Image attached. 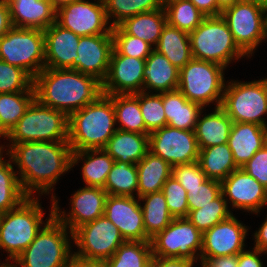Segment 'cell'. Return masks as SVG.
Wrapping results in <instances>:
<instances>
[{
  "label": "cell",
  "mask_w": 267,
  "mask_h": 267,
  "mask_svg": "<svg viewBox=\"0 0 267 267\" xmlns=\"http://www.w3.org/2000/svg\"><path fill=\"white\" fill-rule=\"evenodd\" d=\"M162 104L167 125L181 130L195 131L199 113L205 109L187 100L178 89L162 93Z\"/></svg>",
  "instance_id": "484cf974"
},
{
  "label": "cell",
  "mask_w": 267,
  "mask_h": 267,
  "mask_svg": "<svg viewBox=\"0 0 267 267\" xmlns=\"http://www.w3.org/2000/svg\"><path fill=\"white\" fill-rule=\"evenodd\" d=\"M103 149L115 161L137 164L149 152V135L117 129Z\"/></svg>",
  "instance_id": "4316f807"
},
{
  "label": "cell",
  "mask_w": 267,
  "mask_h": 267,
  "mask_svg": "<svg viewBox=\"0 0 267 267\" xmlns=\"http://www.w3.org/2000/svg\"><path fill=\"white\" fill-rule=\"evenodd\" d=\"M224 70L219 64L192 58L180 69L178 90L203 108L210 103L221 107L226 84Z\"/></svg>",
  "instance_id": "ba28073f"
},
{
  "label": "cell",
  "mask_w": 267,
  "mask_h": 267,
  "mask_svg": "<svg viewBox=\"0 0 267 267\" xmlns=\"http://www.w3.org/2000/svg\"><path fill=\"white\" fill-rule=\"evenodd\" d=\"M5 139L8 144L68 141V116L35 98Z\"/></svg>",
  "instance_id": "52a82bcc"
},
{
  "label": "cell",
  "mask_w": 267,
  "mask_h": 267,
  "mask_svg": "<svg viewBox=\"0 0 267 267\" xmlns=\"http://www.w3.org/2000/svg\"><path fill=\"white\" fill-rule=\"evenodd\" d=\"M179 73L180 70L163 54L153 50L145 59L143 92L160 94L177 90Z\"/></svg>",
  "instance_id": "cb8c5ba5"
},
{
  "label": "cell",
  "mask_w": 267,
  "mask_h": 267,
  "mask_svg": "<svg viewBox=\"0 0 267 267\" xmlns=\"http://www.w3.org/2000/svg\"><path fill=\"white\" fill-rule=\"evenodd\" d=\"M104 215L119 229L125 241H150L138 197L108 195Z\"/></svg>",
  "instance_id": "ffe728a7"
},
{
  "label": "cell",
  "mask_w": 267,
  "mask_h": 267,
  "mask_svg": "<svg viewBox=\"0 0 267 267\" xmlns=\"http://www.w3.org/2000/svg\"><path fill=\"white\" fill-rule=\"evenodd\" d=\"M137 197L162 191L163 185L172 174V166L161 157L148 152L137 163Z\"/></svg>",
  "instance_id": "f546056e"
},
{
  "label": "cell",
  "mask_w": 267,
  "mask_h": 267,
  "mask_svg": "<svg viewBox=\"0 0 267 267\" xmlns=\"http://www.w3.org/2000/svg\"><path fill=\"white\" fill-rule=\"evenodd\" d=\"M0 267H17V265L12 261H6V263H2V265Z\"/></svg>",
  "instance_id": "6125c7cd"
},
{
  "label": "cell",
  "mask_w": 267,
  "mask_h": 267,
  "mask_svg": "<svg viewBox=\"0 0 267 267\" xmlns=\"http://www.w3.org/2000/svg\"><path fill=\"white\" fill-rule=\"evenodd\" d=\"M198 162L208 179L218 181L238 169L228 143L200 149Z\"/></svg>",
  "instance_id": "d6a6232c"
},
{
  "label": "cell",
  "mask_w": 267,
  "mask_h": 267,
  "mask_svg": "<svg viewBox=\"0 0 267 267\" xmlns=\"http://www.w3.org/2000/svg\"><path fill=\"white\" fill-rule=\"evenodd\" d=\"M149 152L173 167L197 162L200 149L195 131L166 125L149 134Z\"/></svg>",
  "instance_id": "9a60e30c"
},
{
  "label": "cell",
  "mask_w": 267,
  "mask_h": 267,
  "mask_svg": "<svg viewBox=\"0 0 267 267\" xmlns=\"http://www.w3.org/2000/svg\"><path fill=\"white\" fill-rule=\"evenodd\" d=\"M111 27L119 26L126 19L139 13L163 8V0H103ZM113 18V19H112ZM111 20H113L111 22Z\"/></svg>",
  "instance_id": "ab89813d"
},
{
  "label": "cell",
  "mask_w": 267,
  "mask_h": 267,
  "mask_svg": "<svg viewBox=\"0 0 267 267\" xmlns=\"http://www.w3.org/2000/svg\"><path fill=\"white\" fill-rule=\"evenodd\" d=\"M195 262L184 258H163L152 256L149 267H193Z\"/></svg>",
  "instance_id": "816d5d0a"
},
{
  "label": "cell",
  "mask_w": 267,
  "mask_h": 267,
  "mask_svg": "<svg viewBox=\"0 0 267 267\" xmlns=\"http://www.w3.org/2000/svg\"><path fill=\"white\" fill-rule=\"evenodd\" d=\"M169 212L174 218H187L189 207L187 204V191L173 176H170L163 185Z\"/></svg>",
  "instance_id": "bcb514c9"
},
{
  "label": "cell",
  "mask_w": 267,
  "mask_h": 267,
  "mask_svg": "<svg viewBox=\"0 0 267 267\" xmlns=\"http://www.w3.org/2000/svg\"><path fill=\"white\" fill-rule=\"evenodd\" d=\"M261 250L253 248L250 250H244L237 255L238 258V266L237 267H264L263 262L259 258L262 256Z\"/></svg>",
  "instance_id": "f907efd6"
},
{
  "label": "cell",
  "mask_w": 267,
  "mask_h": 267,
  "mask_svg": "<svg viewBox=\"0 0 267 267\" xmlns=\"http://www.w3.org/2000/svg\"><path fill=\"white\" fill-rule=\"evenodd\" d=\"M56 23L83 36L112 34L103 0H69L56 8Z\"/></svg>",
  "instance_id": "5bb4252c"
},
{
  "label": "cell",
  "mask_w": 267,
  "mask_h": 267,
  "mask_svg": "<svg viewBox=\"0 0 267 267\" xmlns=\"http://www.w3.org/2000/svg\"><path fill=\"white\" fill-rule=\"evenodd\" d=\"M203 112L199 113L195 128L199 149L228 143L233 123L231 118L221 107L214 108L212 113H205L202 116Z\"/></svg>",
  "instance_id": "83f0119b"
},
{
  "label": "cell",
  "mask_w": 267,
  "mask_h": 267,
  "mask_svg": "<svg viewBox=\"0 0 267 267\" xmlns=\"http://www.w3.org/2000/svg\"><path fill=\"white\" fill-rule=\"evenodd\" d=\"M247 227L231 215L228 219L205 231L202 238L200 264L208 258L238 255L244 251L245 238L249 232Z\"/></svg>",
  "instance_id": "e0dca14e"
},
{
  "label": "cell",
  "mask_w": 267,
  "mask_h": 267,
  "mask_svg": "<svg viewBox=\"0 0 267 267\" xmlns=\"http://www.w3.org/2000/svg\"><path fill=\"white\" fill-rule=\"evenodd\" d=\"M1 137L6 138V134L0 129V138Z\"/></svg>",
  "instance_id": "e7e4bbea"
},
{
  "label": "cell",
  "mask_w": 267,
  "mask_h": 267,
  "mask_svg": "<svg viewBox=\"0 0 267 267\" xmlns=\"http://www.w3.org/2000/svg\"><path fill=\"white\" fill-rule=\"evenodd\" d=\"M192 56L229 67L232 60L246 55L236 45L232 33L221 15L206 16L200 25L189 33Z\"/></svg>",
  "instance_id": "8992f818"
},
{
  "label": "cell",
  "mask_w": 267,
  "mask_h": 267,
  "mask_svg": "<svg viewBox=\"0 0 267 267\" xmlns=\"http://www.w3.org/2000/svg\"><path fill=\"white\" fill-rule=\"evenodd\" d=\"M251 2L252 4L259 5L267 10V0H245Z\"/></svg>",
  "instance_id": "91938a15"
},
{
  "label": "cell",
  "mask_w": 267,
  "mask_h": 267,
  "mask_svg": "<svg viewBox=\"0 0 267 267\" xmlns=\"http://www.w3.org/2000/svg\"><path fill=\"white\" fill-rule=\"evenodd\" d=\"M163 8L167 23L187 33L194 31L206 17L190 0H168Z\"/></svg>",
  "instance_id": "74e56055"
},
{
  "label": "cell",
  "mask_w": 267,
  "mask_h": 267,
  "mask_svg": "<svg viewBox=\"0 0 267 267\" xmlns=\"http://www.w3.org/2000/svg\"><path fill=\"white\" fill-rule=\"evenodd\" d=\"M107 192L100 187H82L75 191L70 199L71 210L69 213L61 211L58 199L51 193L54 207V216L71 232L87 222L93 221L104 215Z\"/></svg>",
  "instance_id": "2e32d148"
},
{
  "label": "cell",
  "mask_w": 267,
  "mask_h": 267,
  "mask_svg": "<svg viewBox=\"0 0 267 267\" xmlns=\"http://www.w3.org/2000/svg\"><path fill=\"white\" fill-rule=\"evenodd\" d=\"M254 248L267 254V216L258 230L253 234Z\"/></svg>",
  "instance_id": "11a10c76"
},
{
  "label": "cell",
  "mask_w": 267,
  "mask_h": 267,
  "mask_svg": "<svg viewBox=\"0 0 267 267\" xmlns=\"http://www.w3.org/2000/svg\"><path fill=\"white\" fill-rule=\"evenodd\" d=\"M145 59L120 55L114 48L109 70L102 82L105 95L135 94L143 91Z\"/></svg>",
  "instance_id": "d6986e66"
},
{
  "label": "cell",
  "mask_w": 267,
  "mask_h": 267,
  "mask_svg": "<svg viewBox=\"0 0 267 267\" xmlns=\"http://www.w3.org/2000/svg\"><path fill=\"white\" fill-rule=\"evenodd\" d=\"M11 1H13V0H0V2H2V3H4V4H8V3H10Z\"/></svg>",
  "instance_id": "03108f58"
},
{
  "label": "cell",
  "mask_w": 267,
  "mask_h": 267,
  "mask_svg": "<svg viewBox=\"0 0 267 267\" xmlns=\"http://www.w3.org/2000/svg\"><path fill=\"white\" fill-rule=\"evenodd\" d=\"M13 27L45 30L56 22V6L50 0H13L8 3Z\"/></svg>",
  "instance_id": "603a6c76"
},
{
  "label": "cell",
  "mask_w": 267,
  "mask_h": 267,
  "mask_svg": "<svg viewBox=\"0 0 267 267\" xmlns=\"http://www.w3.org/2000/svg\"><path fill=\"white\" fill-rule=\"evenodd\" d=\"M229 209L227 201L221 193L217 198L211 201V204L200 206V208L196 210H191L187 218L199 231L204 233L214 225L233 215V212Z\"/></svg>",
  "instance_id": "b9f144b4"
},
{
  "label": "cell",
  "mask_w": 267,
  "mask_h": 267,
  "mask_svg": "<svg viewBox=\"0 0 267 267\" xmlns=\"http://www.w3.org/2000/svg\"><path fill=\"white\" fill-rule=\"evenodd\" d=\"M221 193L232 209L258 215L267 205V188L242 168L234 170L221 181Z\"/></svg>",
  "instance_id": "ac0fdd59"
},
{
  "label": "cell",
  "mask_w": 267,
  "mask_h": 267,
  "mask_svg": "<svg viewBox=\"0 0 267 267\" xmlns=\"http://www.w3.org/2000/svg\"><path fill=\"white\" fill-rule=\"evenodd\" d=\"M103 189L108 195L136 197L138 189L137 164L115 161Z\"/></svg>",
  "instance_id": "8d00e7d4"
},
{
  "label": "cell",
  "mask_w": 267,
  "mask_h": 267,
  "mask_svg": "<svg viewBox=\"0 0 267 267\" xmlns=\"http://www.w3.org/2000/svg\"><path fill=\"white\" fill-rule=\"evenodd\" d=\"M34 79L22 68L0 59V94L35 92Z\"/></svg>",
  "instance_id": "ee69618b"
},
{
  "label": "cell",
  "mask_w": 267,
  "mask_h": 267,
  "mask_svg": "<svg viewBox=\"0 0 267 267\" xmlns=\"http://www.w3.org/2000/svg\"><path fill=\"white\" fill-rule=\"evenodd\" d=\"M139 106L146 125L147 135L167 125L162 104V93L139 92Z\"/></svg>",
  "instance_id": "7bdbcfd3"
},
{
  "label": "cell",
  "mask_w": 267,
  "mask_h": 267,
  "mask_svg": "<svg viewBox=\"0 0 267 267\" xmlns=\"http://www.w3.org/2000/svg\"><path fill=\"white\" fill-rule=\"evenodd\" d=\"M113 48L124 56L146 59L154 47L140 38L127 34L120 26L112 28Z\"/></svg>",
  "instance_id": "f6af8a7d"
},
{
  "label": "cell",
  "mask_w": 267,
  "mask_h": 267,
  "mask_svg": "<svg viewBox=\"0 0 267 267\" xmlns=\"http://www.w3.org/2000/svg\"><path fill=\"white\" fill-rule=\"evenodd\" d=\"M113 105L117 129L129 132L146 134L141 109L139 106V93L113 95Z\"/></svg>",
  "instance_id": "e575fe53"
},
{
  "label": "cell",
  "mask_w": 267,
  "mask_h": 267,
  "mask_svg": "<svg viewBox=\"0 0 267 267\" xmlns=\"http://www.w3.org/2000/svg\"><path fill=\"white\" fill-rule=\"evenodd\" d=\"M242 0H217L218 7L223 10L226 7L232 6Z\"/></svg>",
  "instance_id": "680465c9"
},
{
  "label": "cell",
  "mask_w": 267,
  "mask_h": 267,
  "mask_svg": "<svg viewBox=\"0 0 267 267\" xmlns=\"http://www.w3.org/2000/svg\"><path fill=\"white\" fill-rule=\"evenodd\" d=\"M241 168L267 188V148L265 146Z\"/></svg>",
  "instance_id": "681fc988"
},
{
  "label": "cell",
  "mask_w": 267,
  "mask_h": 267,
  "mask_svg": "<svg viewBox=\"0 0 267 267\" xmlns=\"http://www.w3.org/2000/svg\"><path fill=\"white\" fill-rule=\"evenodd\" d=\"M75 255L90 260H108L125 242L119 229L105 216L82 224L73 231Z\"/></svg>",
  "instance_id": "4fadbf2b"
},
{
  "label": "cell",
  "mask_w": 267,
  "mask_h": 267,
  "mask_svg": "<svg viewBox=\"0 0 267 267\" xmlns=\"http://www.w3.org/2000/svg\"><path fill=\"white\" fill-rule=\"evenodd\" d=\"M12 27L8 4L0 2V38Z\"/></svg>",
  "instance_id": "6f0895ef"
},
{
  "label": "cell",
  "mask_w": 267,
  "mask_h": 267,
  "mask_svg": "<svg viewBox=\"0 0 267 267\" xmlns=\"http://www.w3.org/2000/svg\"><path fill=\"white\" fill-rule=\"evenodd\" d=\"M113 95L102 94L95 102L68 116V143L72 151L103 149L117 131Z\"/></svg>",
  "instance_id": "3957f363"
},
{
  "label": "cell",
  "mask_w": 267,
  "mask_h": 267,
  "mask_svg": "<svg viewBox=\"0 0 267 267\" xmlns=\"http://www.w3.org/2000/svg\"><path fill=\"white\" fill-rule=\"evenodd\" d=\"M237 266H238L237 255L208 258L201 264V267H237Z\"/></svg>",
  "instance_id": "f5cc1de1"
},
{
  "label": "cell",
  "mask_w": 267,
  "mask_h": 267,
  "mask_svg": "<svg viewBox=\"0 0 267 267\" xmlns=\"http://www.w3.org/2000/svg\"><path fill=\"white\" fill-rule=\"evenodd\" d=\"M154 50L163 54L179 70L192 58L189 33L166 23Z\"/></svg>",
  "instance_id": "4dcf8cb0"
},
{
  "label": "cell",
  "mask_w": 267,
  "mask_h": 267,
  "mask_svg": "<svg viewBox=\"0 0 267 267\" xmlns=\"http://www.w3.org/2000/svg\"><path fill=\"white\" fill-rule=\"evenodd\" d=\"M66 267H107V264L106 261L84 259L73 253Z\"/></svg>",
  "instance_id": "9f6ffc18"
},
{
  "label": "cell",
  "mask_w": 267,
  "mask_h": 267,
  "mask_svg": "<svg viewBox=\"0 0 267 267\" xmlns=\"http://www.w3.org/2000/svg\"><path fill=\"white\" fill-rule=\"evenodd\" d=\"M56 7L62 3L68 2L69 0H50Z\"/></svg>",
  "instance_id": "be15d7a7"
},
{
  "label": "cell",
  "mask_w": 267,
  "mask_h": 267,
  "mask_svg": "<svg viewBox=\"0 0 267 267\" xmlns=\"http://www.w3.org/2000/svg\"><path fill=\"white\" fill-rule=\"evenodd\" d=\"M112 50V34L80 37L73 69L103 82L109 70Z\"/></svg>",
  "instance_id": "44dd1931"
},
{
  "label": "cell",
  "mask_w": 267,
  "mask_h": 267,
  "mask_svg": "<svg viewBox=\"0 0 267 267\" xmlns=\"http://www.w3.org/2000/svg\"><path fill=\"white\" fill-rule=\"evenodd\" d=\"M35 98L44 106L67 116L95 102L102 94V82L75 69L44 68L34 78Z\"/></svg>",
  "instance_id": "7a4b0ae2"
},
{
  "label": "cell",
  "mask_w": 267,
  "mask_h": 267,
  "mask_svg": "<svg viewBox=\"0 0 267 267\" xmlns=\"http://www.w3.org/2000/svg\"><path fill=\"white\" fill-rule=\"evenodd\" d=\"M187 194L189 212L199 209L200 206L211 204V201L221 194V181L207 179L199 187L188 189Z\"/></svg>",
  "instance_id": "7dc6e473"
},
{
  "label": "cell",
  "mask_w": 267,
  "mask_h": 267,
  "mask_svg": "<svg viewBox=\"0 0 267 267\" xmlns=\"http://www.w3.org/2000/svg\"><path fill=\"white\" fill-rule=\"evenodd\" d=\"M264 132V146L267 148V123L263 126Z\"/></svg>",
  "instance_id": "94428289"
},
{
  "label": "cell",
  "mask_w": 267,
  "mask_h": 267,
  "mask_svg": "<svg viewBox=\"0 0 267 267\" xmlns=\"http://www.w3.org/2000/svg\"><path fill=\"white\" fill-rule=\"evenodd\" d=\"M80 36L54 22L44 30L45 68L73 69Z\"/></svg>",
  "instance_id": "7402d4cb"
},
{
  "label": "cell",
  "mask_w": 267,
  "mask_h": 267,
  "mask_svg": "<svg viewBox=\"0 0 267 267\" xmlns=\"http://www.w3.org/2000/svg\"><path fill=\"white\" fill-rule=\"evenodd\" d=\"M38 196H28L16 208L0 218V249L7 252L5 261H13L43 228L44 212Z\"/></svg>",
  "instance_id": "5b68a950"
},
{
  "label": "cell",
  "mask_w": 267,
  "mask_h": 267,
  "mask_svg": "<svg viewBox=\"0 0 267 267\" xmlns=\"http://www.w3.org/2000/svg\"><path fill=\"white\" fill-rule=\"evenodd\" d=\"M8 147L1 145L0 150L7 152L5 155L16 164L20 186L27 196L34 197V192L48 195L55 190L61 175L72 170V149L68 141L22 142Z\"/></svg>",
  "instance_id": "6da1fadb"
},
{
  "label": "cell",
  "mask_w": 267,
  "mask_h": 267,
  "mask_svg": "<svg viewBox=\"0 0 267 267\" xmlns=\"http://www.w3.org/2000/svg\"><path fill=\"white\" fill-rule=\"evenodd\" d=\"M143 201L141 210L146 236L151 239L163 231L174 219L168 210L166 198L162 191L139 197ZM145 202V203H144Z\"/></svg>",
  "instance_id": "836d02e7"
},
{
  "label": "cell",
  "mask_w": 267,
  "mask_h": 267,
  "mask_svg": "<svg viewBox=\"0 0 267 267\" xmlns=\"http://www.w3.org/2000/svg\"><path fill=\"white\" fill-rule=\"evenodd\" d=\"M84 160L82 179L87 187L104 188L115 160L104 149L72 151V168Z\"/></svg>",
  "instance_id": "f1b7e54d"
},
{
  "label": "cell",
  "mask_w": 267,
  "mask_h": 267,
  "mask_svg": "<svg viewBox=\"0 0 267 267\" xmlns=\"http://www.w3.org/2000/svg\"><path fill=\"white\" fill-rule=\"evenodd\" d=\"M202 238L203 233L188 218H174L163 231L150 239L152 255L197 262L202 251Z\"/></svg>",
  "instance_id": "7c38bea8"
},
{
  "label": "cell",
  "mask_w": 267,
  "mask_h": 267,
  "mask_svg": "<svg viewBox=\"0 0 267 267\" xmlns=\"http://www.w3.org/2000/svg\"><path fill=\"white\" fill-rule=\"evenodd\" d=\"M49 217L31 244L13 262L17 267H66L73 254L71 232L54 216L51 202ZM70 234V235H69Z\"/></svg>",
  "instance_id": "277c9868"
},
{
  "label": "cell",
  "mask_w": 267,
  "mask_h": 267,
  "mask_svg": "<svg viewBox=\"0 0 267 267\" xmlns=\"http://www.w3.org/2000/svg\"><path fill=\"white\" fill-rule=\"evenodd\" d=\"M3 151L0 150V213H6L16 208L28 196L23 192L13 168L12 160L3 158Z\"/></svg>",
  "instance_id": "d590c367"
},
{
  "label": "cell",
  "mask_w": 267,
  "mask_h": 267,
  "mask_svg": "<svg viewBox=\"0 0 267 267\" xmlns=\"http://www.w3.org/2000/svg\"><path fill=\"white\" fill-rule=\"evenodd\" d=\"M35 99V92L0 94V129L7 135Z\"/></svg>",
  "instance_id": "60d3db41"
},
{
  "label": "cell",
  "mask_w": 267,
  "mask_h": 267,
  "mask_svg": "<svg viewBox=\"0 0 267 267\" xmlns=\"http://www.w3.org/2000/svg\"><path fill=\"white\" fill-rule=\"evenodd\" d=\"M152 256L150 241H125L106 264L107 267H149Z\"/></svg>",
  "instance_id": "f35d334b"
},
{
  "label": "cell",
  "mask_w": 267,
  "mask_h": 267,
  "mask_svg": "<svg viewBox=\"0 0 267 267\" xmlns=\"http://www.w3.org/2000/svg\"><path fill=\"white\" fill-rule=\"evenodd\" d=\"M171 176L178 180L186 191L199 187L208 179L198 161L191 164L173 166Z\"/></svg>",
  "instance_id": "c3c4849f"
},
{
  "label": "cell",
  "mask_w": 267,
  "mask_h": 267,
  "mask_svg": "<svg viewBox=\"0 0 267 267\" xmlns=\"http://www.w3.org/2000/svg\"><path fill=\"white\" fill-rule=\"evenodd\" d=\"M221 16L236 45L246 57L252 56L257 47L267 39V10L263 7L242 0L223 9Z\"/></svg>",
  "instance_id": "8fae6325"
},
{
  "label": "cell",
  "mask_w": 267,
  "mask_h": 267,
  "mask_svg": "<svg viewBox=\"0 0 267 267\" xmlns=\"http://www.w3.org/2000/svg\"><path fill=\"white\" fill-rule=\"evenodd\" d=\"M0 59L34 79L45 68L44 30L12 27L0 38Z\"/></svg>",
  "instance_id": "30bf717a"
},
{
  "label": "cell",
  "mask_w": 267,
  "mask_h": 267,
  "mask_svg": "<svg viewBox=\"0 0 267 267\" xmlns=\"http://www.w3.org/2000/svg\"><path fill=\"white\" fill-rule=\"evenodd\" d=\"M206 16L221 15L217 0H190Z\"/></svg>",
  "instance_id": "db71d44e"
},
{
  "label": "cell",
  "mask_w": 267,
  "mask_h": 267,
  "mask_svg": "<svg viewBox=\"0 0 267 267\" xmlns=\"http://www.w3.org/2000/svg\"><path fill=\"white\" fill-rule=\"evenodd\" d=\"M167 23L164 8L139 13L126 19L119 26L129 35L157 45L160 35Z\"/></svg>",
  "instance_id": "1f68e13d"
},
{
  "label": "cell",
  "mask_w": 267,
  "mask_h": 267,
  "mask_svg": "<svg viewBox=\"0 0 267 267\" xmlns=\"http://www.w3.org/2000/svg\"><path fill=\"white\" fill-rule=\"evenodd\" d=\"M225 85L221 108L233 122L266 124L267 79L234 81Z\"/></svg>",
  "instance_id": "9c48e42d"
},
{
  "label": "cell",
  "mask_w": 267,
  "mask_h": 267,
  "mask_svg": "<svg viewBox=\"0 0 267 267\" xmlns=\"http://www.w3.org/2000/svg\"><path fill=\"white\" fill-rule=\"evenodd\" d=\"M228 145L236 166L241 168L264 146L263 126L254 123L233 122Z\"/></svg>",
  "instance_id": "d4e9b609"
}]
</instances>
